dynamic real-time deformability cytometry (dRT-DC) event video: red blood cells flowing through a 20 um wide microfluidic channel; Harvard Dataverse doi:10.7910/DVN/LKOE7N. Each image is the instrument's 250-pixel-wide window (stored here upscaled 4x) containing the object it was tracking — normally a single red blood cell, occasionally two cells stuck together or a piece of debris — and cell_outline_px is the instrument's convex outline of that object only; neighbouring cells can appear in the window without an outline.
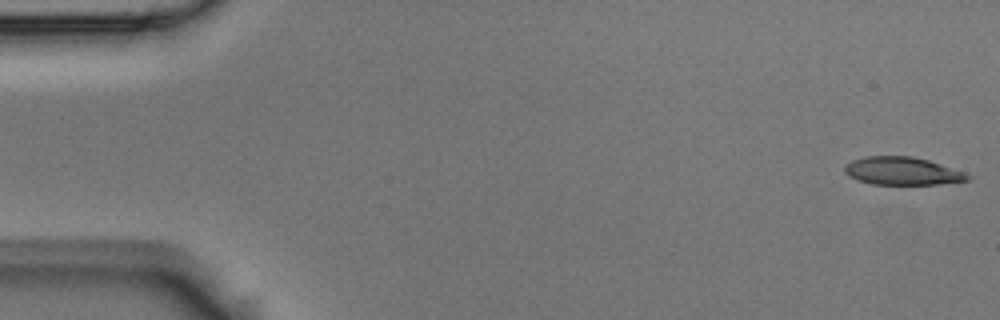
{"species": "Egyptian fruit bat (a non-hibernating species)", "species_latin": "Rousettus aegyptiacus", "temperature_condition": "room temperature", "stored_images_in_passage": 54, "camera_frame_rate_fps": 3000, "um_per_image_px": 0.085, "animal": {"sex": "male"}, "frame": {"image": 1, "passage_image": 1, "time_ms": 0.0, "image_size_px": [1000, 320], "cell_outline_px": [[972, 176], [968, 180], [936, 184], [872, 184], [856, 180], [848, 176], [844, 172], [844, 168], [852, 160], [864, 156], [912, 156], [928, 160], [964, 172]], "centroid_in_image_um": [76.66, 14.53], "position_along_channel_um": 8.3, "area_um2": 19.88}}
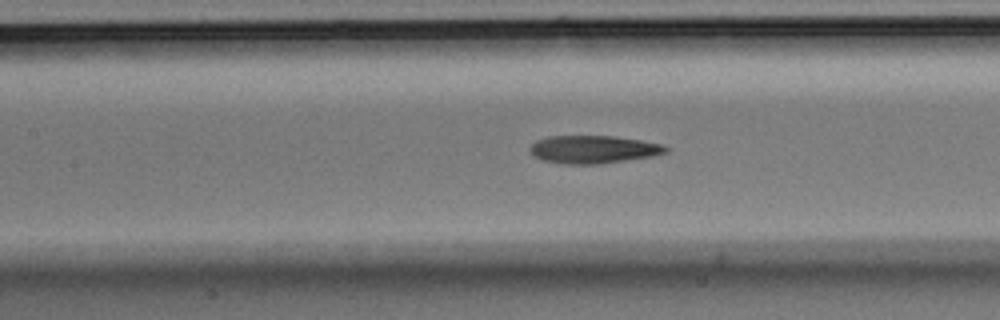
{"frame": {"image": 2, "passage_image": 24, "time_ms": 7.667, "image_size_px": [1000, 320], "cell_outline_px": [[668, 152], [652, 156], [600, 164], [564, 164], [540, 160], [532, 156], [528, 148], [536, 140], [548, 136], [612, 136], [640, 140], [660, 144], [668, 148]], "centroid_in_image_um": [50.36, 12.7], "position_along_channel_um": 157.0, "area_um2": 22.14}}
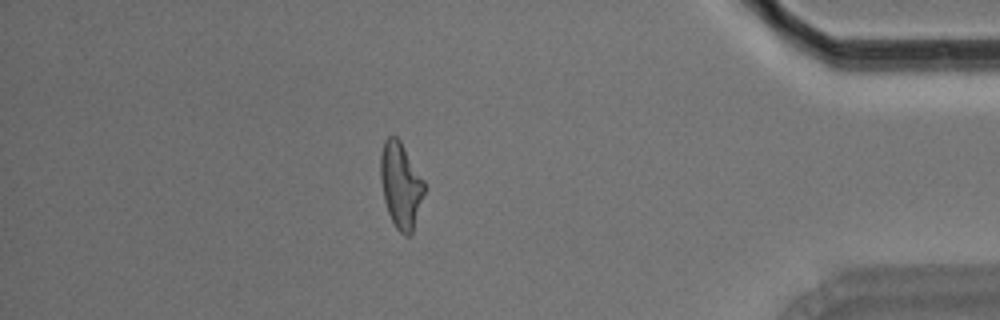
{"frame": {"image": 3, "passage_image": 47, "time_ms": 15.333, "image_size_px": [1000, 320], "cell_outline_px": [[424, 192], [412, 232], [408, 236], [404, 236], [396, 228], [388, 212], [384, 200], [380, 180], [380, 152], [384, 140], [388, 136], [396, 136], [400, 140], [424, 180]], "centroid_in_image_um": [34.04, 15.71], "position_along_channel_um": 401.2, "area_um2": 21.73}, "authors_computed_cell_mechanics": {"area_um2": 22.0796, "velocity_mm_per_s": 3.6939, "shape_relaxation_time_tau1_ms": 9.2965, "shape_relaxation_time_tau2_ms": 3.5758, "deformation_change_tau1": 0.2477, "deformation_change_tau2": 0.1333}}